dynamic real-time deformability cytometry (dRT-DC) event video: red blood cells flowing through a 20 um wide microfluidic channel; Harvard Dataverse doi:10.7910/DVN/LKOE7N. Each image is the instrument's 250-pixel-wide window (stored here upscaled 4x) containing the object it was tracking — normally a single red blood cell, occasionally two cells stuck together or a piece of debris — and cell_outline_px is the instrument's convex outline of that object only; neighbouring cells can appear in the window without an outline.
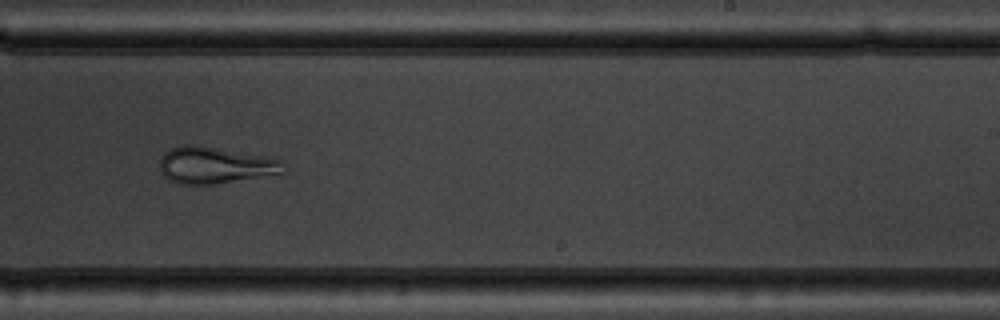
{"species": "common noctule bat (a hibernating species)", "species_latin": "Nyctalus noctula", "temperature_condition": "warm", "stored_images_in_passage": 37, "camera_frame_rate_fps": 3000, "um_per_image_px": 0.085, "animal": {"sex": "male", "body_mass_g": 19.5, "forearm_length_mm": 54.6}, "frame": {"image": 1, "passage_image": 19, "time_ms": 6.0, "image_size_px": [1000, 320], "cell_outline_px": [[288, 172], [212, 184], [180, 184], [168, 180], [160, 172], [160, 156], [164, 152], [172, 148], [184, 144], [196, 144], [272, 156], [284, 160]], "centroid_in_image_um": [18.34, 14.02], "position_along_channel_um": 270.7, "area_um2": 27.11}}
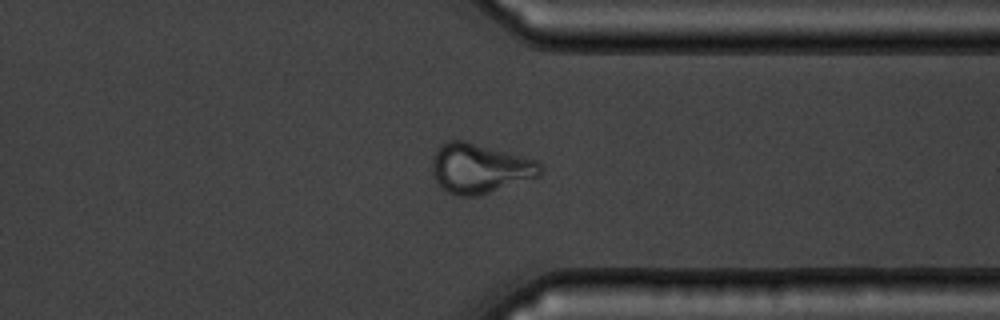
{"frame": {"image": 2, "passage_image": 27, "time_ms": 8.667, "image_size_px": [1000, 320], "cell_outline_px": [[544, 168], [540, 176], [476, 196], [456, 196], [448, 192], [436, 180], [432, 172], [432, 160], [440, 144], [448, 140], [464, 140], [536, 160]], "centroid_in_image_um": [40.77, 14.3], "position_along_channel_um": 370.6, "area_um2": 31.04}}
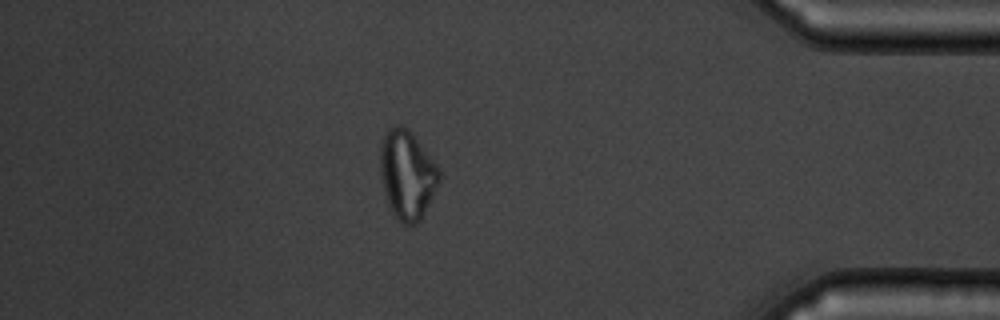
{"frame": {"image": 3, "passage_image": 32, "time_ms": 10.333, "image_size_px": [1000, 320], "cell_outline_px": [[440, 180], [420, 220], [416, 224], [404, 224], [392, 212], [388, 204], [384, 192], [380, 172], [380, 144], [388, 128], [396, 124], [400, 124], [408, 128], [412, 132], [440, 168]], "centroid_in_image_um": [34.6, 14.8], "position_along_channel_um": 400.6, "area_um2": 30.52}, "authors_computed_cell_mechanics": {"area_um2": 29.8826, "velocity_mm_per_s": 3.7805, "shape_relaxation_time_tau1_ms": null, "shape_relaxation_time_tau2_ms": 1.6375, "deformation_change_tau1": null, "deformation_change_tau2": 0.0673}}